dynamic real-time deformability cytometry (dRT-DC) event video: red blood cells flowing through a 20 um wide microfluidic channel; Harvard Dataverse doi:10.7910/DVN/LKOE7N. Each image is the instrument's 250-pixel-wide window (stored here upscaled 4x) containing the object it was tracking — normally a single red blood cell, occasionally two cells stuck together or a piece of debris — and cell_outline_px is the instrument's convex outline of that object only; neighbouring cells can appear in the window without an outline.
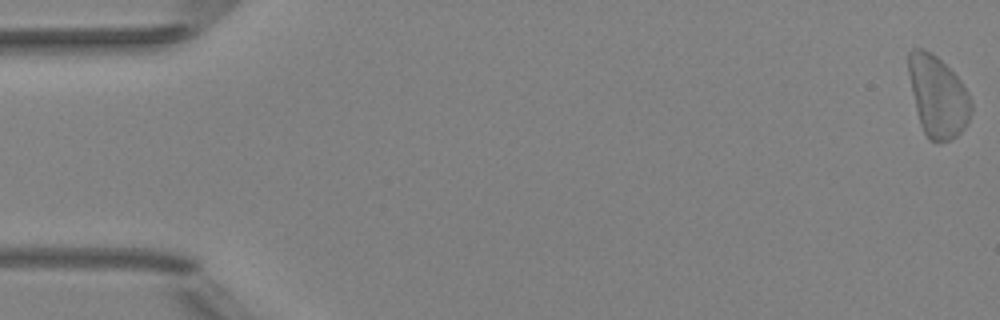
{"species": "Egyptian fruit bat (a non-hibernating species)", "species_latin": "Rousettus aegyptiacus", "temperature_condition": "room temperature", "stored_images_in_passage": 48, "camera_frame_rate_fps": 3000, "um_per_image_px": 0.085, "animal": {"sex": "female"}, "frame": {"image": 1, "passage_image": 1, "time_ms": 0.0, "image_size_px": [1000, 320], "cell_outline_px": [[972, 112], [964, 128], [956, 136], [948, 140], [936, 144], [928, 140], [920, 124], [912, 92], [908, 72], [908, 52], [912, 48], [920, 48], [932, 52], [960, 80], [968, 92], [972, 104]], "centroid_in_image_um": [79.7, 8.21], "position_along_channel_um": 5.3, "area_um2": 29.59}}
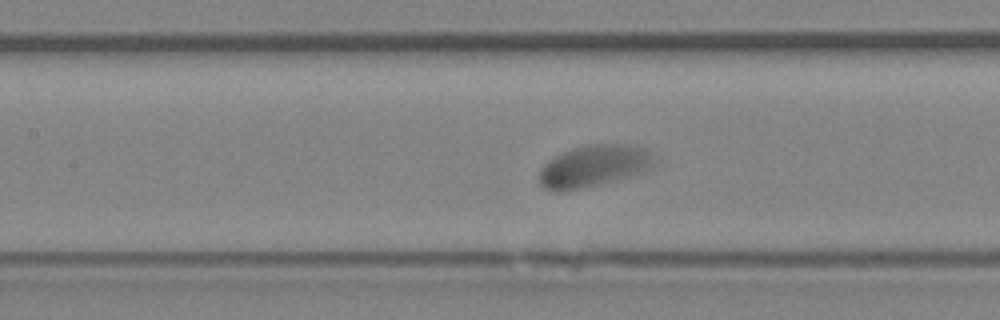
{"frame": {"image": 2, "passage_image": 23, "time_ms": 7.333, "image_size_px": [1000, 320], "cell_outline_px": [[648, 164], [644, 168], [628, 176], [564, 192], [552, 192], [544, 188], [536, 180], [540, 168], [548, 160], [560, 152], [572, 148], [588, 144], [628, 144], [644, 148], [648, 152]], "centroid_in_image_um": [50.23, 14.11], "position_along_channel_um": 157.2, "area_um2": 27.28}}
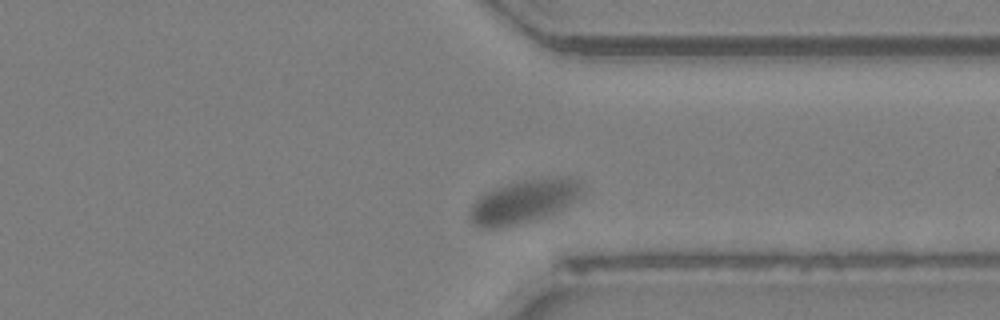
{"frame": {"image": 3, "passage_image": 43, "time_ms": 14.0, "image_size_px": [1000, 320], "cell_outline_px": [[584, 196], [572, 204], [548, 216], [500, 228], [484, 228], [476, 224], [472, 220], [472, 204], [484, 192], [508, 184], [524, 180], [556, 176], [568, 176], [580, 180]], "centroid_in_image_um": [44.66, 17.09], "position_along_channel_um": 366.7, "area_um2": 28.5}, "authors_computed_cell_mechanics": {"area_um2": 27.3683, "velocity_mm_per_s": 3.2692, "shape_relaxation_time_tau1_ms": 0.4084, "shape_relaxation_time_tau2_ms": null, "deformation_change_tau1": 0.0733, "deformation_change_tau2": null}}